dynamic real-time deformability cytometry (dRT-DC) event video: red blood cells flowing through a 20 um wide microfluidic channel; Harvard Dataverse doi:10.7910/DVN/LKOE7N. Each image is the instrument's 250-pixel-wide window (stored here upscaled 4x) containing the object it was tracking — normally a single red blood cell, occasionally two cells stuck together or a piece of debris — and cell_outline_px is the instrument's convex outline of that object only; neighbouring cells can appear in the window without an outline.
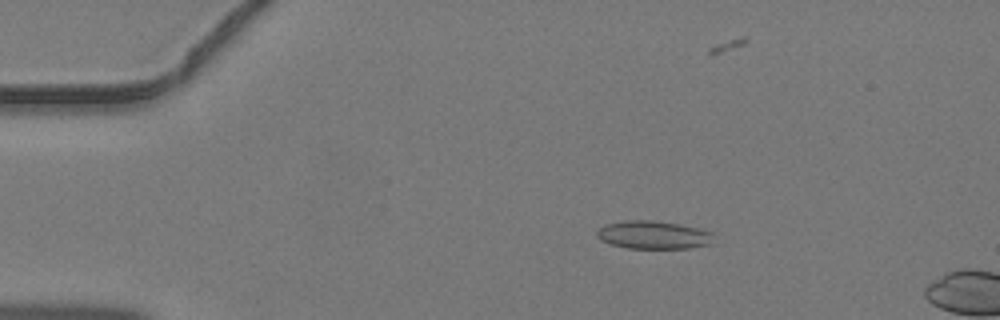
{"species": "common noctule bat (a hibernating species)", "species_latin": "Nyctalus noctula", "temperature_condition": "warm", "stored_images_in_passage": 5, "camera_frame_rate_fps": 3000, "um_per_image_px": 0.085, "animal": {"sex": "male", "body_mass_g": 19.2, "forearm_length_mm": 51.8}, "frame": {"image": 1, "passage_image": 2, "time_ms": 0.333, "image_size_px": [1000, 320], "cell_outline_px": [[712, 236], [708, 244], [688, 248], [628, 248], [612, 244], [600, 240], [596, 236], [596, 232], [604, 224], [624, 220], [656, 220], [680, 224], [700, 228], [712, 232]], "centroid_in_image_um": [55.49, 19.95], "position_along_channel_um": 29.5, "area_um2": 19.07}}